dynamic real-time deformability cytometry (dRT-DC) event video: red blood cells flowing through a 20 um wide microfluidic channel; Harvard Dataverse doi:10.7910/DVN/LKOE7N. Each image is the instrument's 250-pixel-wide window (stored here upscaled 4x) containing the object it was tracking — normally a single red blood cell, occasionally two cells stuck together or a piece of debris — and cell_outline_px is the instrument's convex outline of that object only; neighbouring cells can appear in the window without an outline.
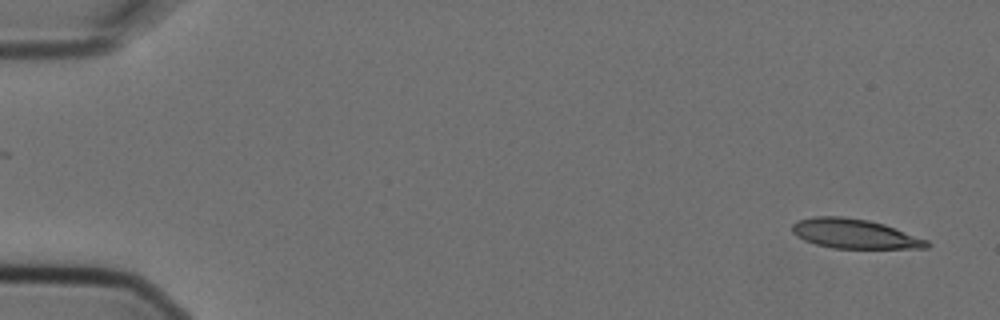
{"species": "Egyptian fruit bat (a non-hibernating species)", "species_latin": "Rousettus aegyptiacus", "temperature_condition": "cold", "stored_images_in_passage": 5, "camera_frame_rate_fps": 3000, "um_per_image_px": 0.085, "animal": {"sex": "female"}, "frame": {"image": 1, "passage_image": 1, "time_ms": 0.0, "image_size_px": [1000, 320], "cell_outline_px": [[932, 244], [928, 248], [832, 248], [816, 244], [804, 240], [796, 236], [792, 232], [792, 224], [796, 220], [812, 216], [840, 216], [868, 220], [884, 224], [928, 240]], "centroid_in_image_um": [72.61, 19.86], "position_along_channel_um": 12.4, "area_um2": 23.24}}
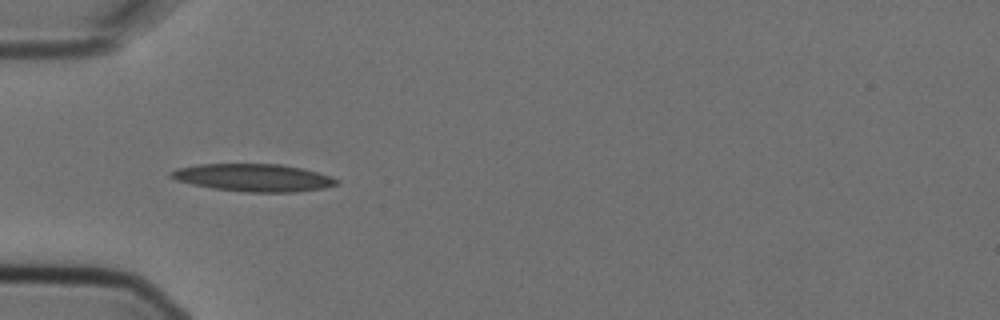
{"frame": {"image": 2, "passage_image": 4, "time_ms": 1.0, "image_size_px": [1000, 320], "cell_outline_px": [[340, 184], [324, 188], [296, 192], [248, 192], [212, 188], [192, 184], [176, 180], [168, 176], [168, 172], [176, 168], [196, 164], [280, 164], [300, 168], [332, 176], [340, 180]], "centroid_in_image_um": [21.53, 15.1], "position_along_channel_um": 63.5, "area_um2": 26.76}}
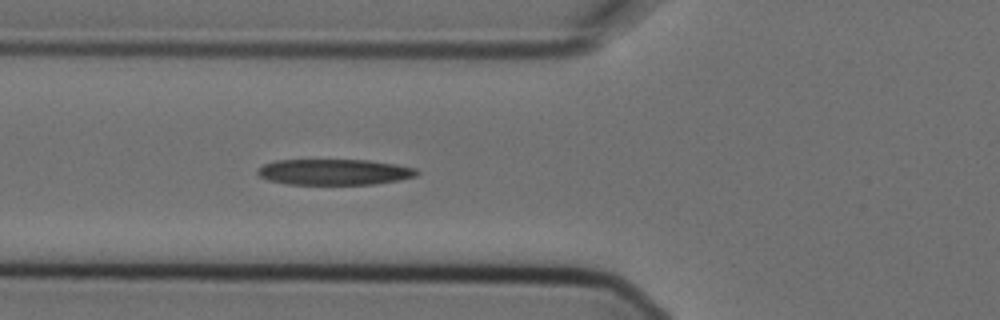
{"frame": {"image": 3, "passage_image": 5, "time_ms": 1.333, "image_size_px": [1000, 320], "cell_outline_px": [[420, 172], [416, 176], [400, 180], [376, 184], [288, 184], [268, 180], [260, 176], [256, 172], [256, 168], [264, 164], [276, 160], [368, 160], [396, 164], [416, 168]], "centroid_in_image_um": [28.42, 14.62], "position_along_channel_um": 97.4, "area_um2": 24.1}}